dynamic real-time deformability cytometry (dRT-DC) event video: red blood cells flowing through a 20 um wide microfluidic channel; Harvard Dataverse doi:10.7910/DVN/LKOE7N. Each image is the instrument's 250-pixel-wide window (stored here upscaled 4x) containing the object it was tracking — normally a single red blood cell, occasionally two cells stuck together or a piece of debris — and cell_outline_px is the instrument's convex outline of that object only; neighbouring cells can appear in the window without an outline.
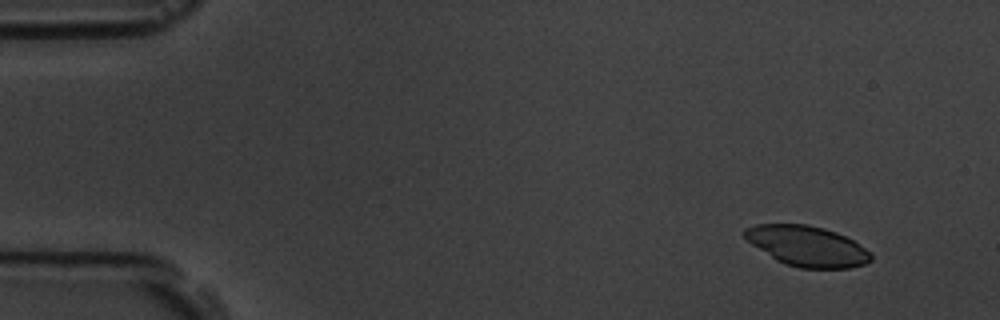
{"species": "common noctule bat (a hibernating species)", "species_latin": "Nyctalus noctula", "temperature_condition": "room temperature", "stored_images_in_passage": 5, "camera_frame_rate_fps": 3000, "um_per_image_px": 0.085, "animal": {"sex": "male", "body_mass_g": 19.5, "forearm_length_mm": 54.6}, "frame": {"image": 1, "passage_image": 1, "time_ms": 0.0, "image_size_px": [1000, 320], "cell_outline_px": [[872, 260], [864, 264], [848, 268], [800, 268], [784, 264], [776, 260], [752, 244], [744, 236], [744, 228], [756, 224], [808, 224], [824, 228], [836, 232], [852, 240], [872, 252]], "centroid_in_image_um": [68.61, 20.91], "position_along_channel_um": 16.4, "area_um2": 29.65}}